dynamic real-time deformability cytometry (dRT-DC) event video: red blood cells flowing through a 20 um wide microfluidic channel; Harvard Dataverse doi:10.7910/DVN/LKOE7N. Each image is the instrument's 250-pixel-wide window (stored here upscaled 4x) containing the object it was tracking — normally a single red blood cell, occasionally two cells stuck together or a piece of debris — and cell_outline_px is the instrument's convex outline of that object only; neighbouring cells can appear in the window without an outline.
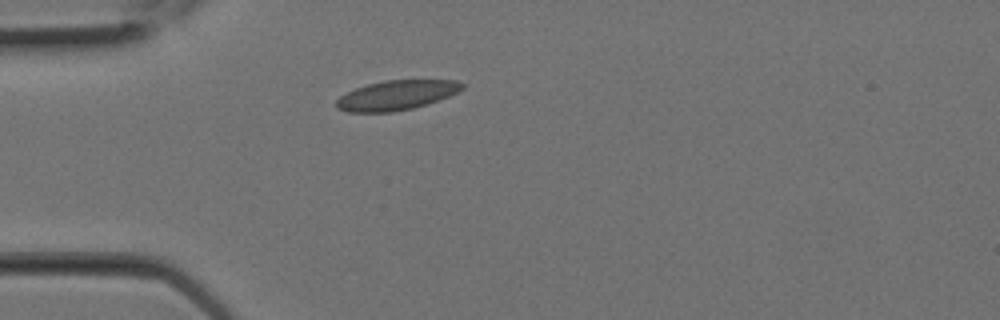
{"species": "Egyptian fruit bat (a non-hibernating species)", "species_latin": "Rousettus aegyptiacus", "temperature_condition": "room temperature", "stored_images_in_passage": 3, "camera_frame_rate_fps": 3000, "um_per_image_px": 0.085, "animal": {"sex": "female"}, "frame": {"image": 1, "passage_image": 1, "time_ms": 0.0, "image_size_px": [1000, 320], "cell_outline_px": [[464, 88], [448, 96], [412, 108], [392, 112], [348, 112], [336, 108], [336, 100], [340, 96], [356, 88], [368, 84], [384, 80], [456, 80], [464, 84]], "centroid_in_image_um": [33.67, 8.09], "position_along_channel_um": 51.3, "area_um2": 21.44}}
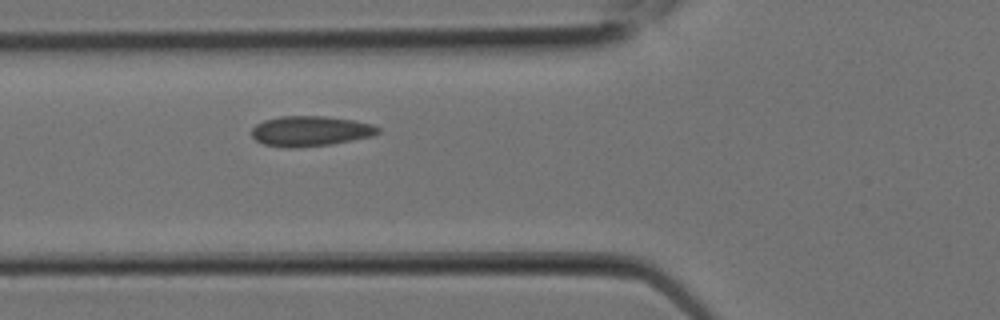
{"frame": {"image": 2, "passage_image": 3, "time_ms": 0.667, "image_size_px": [1000, 320], "cell_outline_px": [[380, 132], [372, 136], [352, 140], [328, 144], [288, 148], [264, 144], [256, 140], [252, 136], [252, 128], [256, 124], [264, 120], [280, 116], [324, 116], [356, 120], [372, 124], [380, 128]], "centroid_in_image_um": [26.39, 11.13], "position_along_channel_um": 99.4, "area_um2": 22.14}}